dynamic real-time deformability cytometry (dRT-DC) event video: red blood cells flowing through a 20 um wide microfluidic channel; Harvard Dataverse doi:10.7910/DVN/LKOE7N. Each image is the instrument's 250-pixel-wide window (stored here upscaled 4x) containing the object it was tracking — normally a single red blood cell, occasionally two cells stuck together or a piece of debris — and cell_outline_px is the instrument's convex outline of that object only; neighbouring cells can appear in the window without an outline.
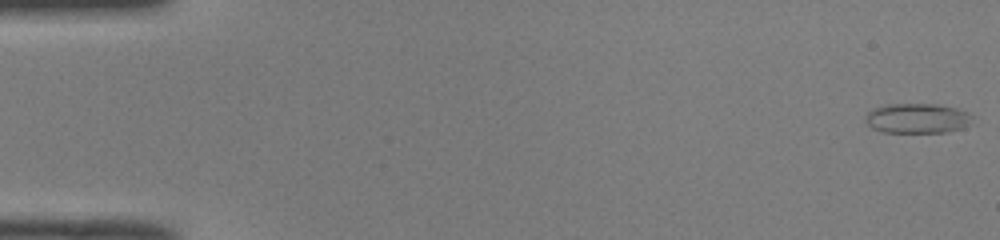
{"species": "common noctule bat (a hibernating species)", "species_latin": "Nyctalus noctula", "temperature_condition": "room temperature", "stored_images_in_passage": 51, "camera_frame_rate_fps": 3000, "um_per_image_px": 0.085, "animal": {"sex": "male", "body_mass_g": 19.0, "forearm_length_mm": 50.8}, "frame": {"image": 1, "passage_image": 1, "time_ms": 0.0, "image_size_px": [1000, 240], "cell_outline_px": [[972, 116], [968, 124], [964, 128], [948, 132], [880, 132], [872, 128], [864, 120], [864, 116], [872, 108], [884, 104], [936, 104], [956, 108], [968, 112]], "centroid_in_image_um": [77.92, 10.05], "position_along_channel_um": 7.1, "area_um2": 18.79}}
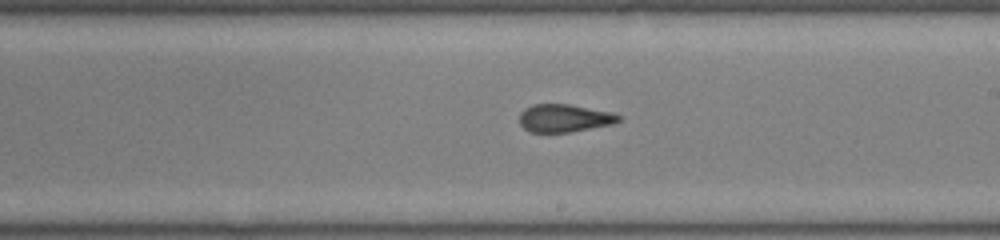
{"frame": {"image": 2, "passage_image": 30, "time_ms": 9.667, "image_size_px": [1000, 240], "cell_outline_px": [[624, 116], [620, 120], [612, 124], [568, 132], [532, 132], [524, 128], [520, 124], [520, 112], [524, 108], [532, 104], [568, 104], [612, 112]], "centroid_in_image_um": [47.97, 10.03], "position_along_channel_um": 241.0, "area_um2": 16.07}}
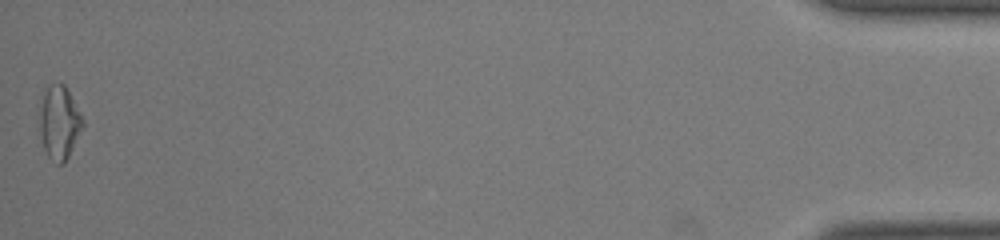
{"frame": {"image": 3, "passage_image": 51, "time_ms": 16.667, "image_size_px": [1000, 240], "cell_outline_px": [[84, 124], [64, 164], [56, 164], [48, 156], [44, 148], [40, 132], [40, 108], [44, 92], [48, 84], [64, 84], [68, 88], [84, 120]], "centroid_in_image_um": [5.05, 10.4], "position_along_channel_um": 430.2, "area_um2": 18.32}, "authors_computed_cell_mechanics": {"area_um2": 17.1088, "velocity_mm_per_s": 4.0386, "shape_relaxation_time_tau1_ms": null, "shape_relaxation_time_tau2_ms": 1.4802, "deformation_change_tau1": null, "deformation_change_tau2": 0.0863}}